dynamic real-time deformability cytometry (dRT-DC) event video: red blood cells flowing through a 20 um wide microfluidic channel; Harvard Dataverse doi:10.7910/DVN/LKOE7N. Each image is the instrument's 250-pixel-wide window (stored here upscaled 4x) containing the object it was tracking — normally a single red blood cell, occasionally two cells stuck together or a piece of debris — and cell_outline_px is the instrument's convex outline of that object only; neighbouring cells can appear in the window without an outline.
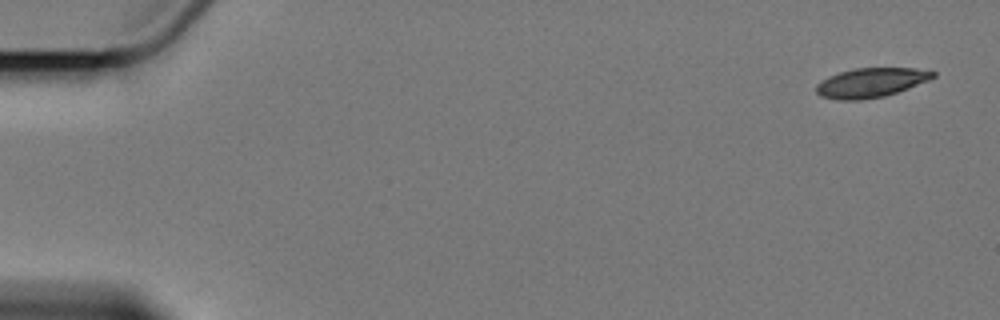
{"species": "Egyptian fruit bat (a non-hibernating species)", "species_latin": "Rousettus aegyptiacus", "temperature_condition": "cold", "stored_images_in_passage": 5, "camera_frame_rate_fps": 3000, "um_per_image_px": 0.085, "animal": {"sex": "female"}, "frame": {"image": 1, "passage_image": 1, "time_ms": 0.0, "image_size_px": [1000, 320], "cell_outline_px": [[936, 76], [928, 80], [908, 88], [884, 96], [860, 100], [836, 100], [820, 96], [816, 92], [816, 84], [828, 76], [840, 72], [856, 68], [916, 68], [936, 72]], "centroid_in_image_um": [74.0, 7.03], "position_along_channel_um": 11.0, "area_um2": 19.94}}